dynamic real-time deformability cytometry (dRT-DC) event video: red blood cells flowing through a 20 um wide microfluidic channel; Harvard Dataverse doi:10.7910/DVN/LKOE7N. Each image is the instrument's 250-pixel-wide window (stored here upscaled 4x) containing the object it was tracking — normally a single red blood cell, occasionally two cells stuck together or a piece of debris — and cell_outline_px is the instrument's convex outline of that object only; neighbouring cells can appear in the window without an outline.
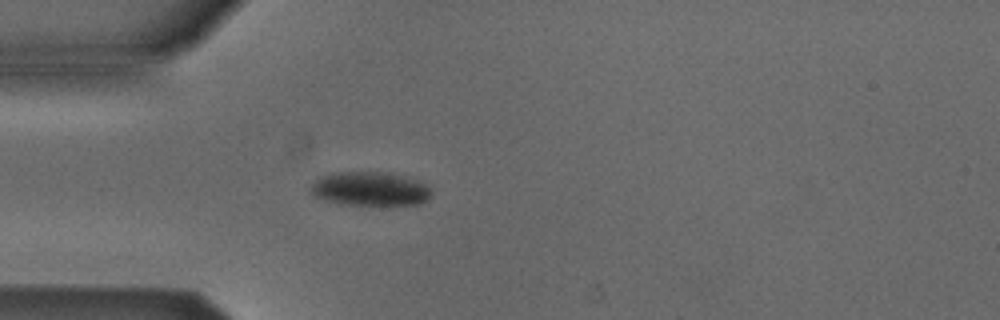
{"species": "Egyptian fruit bat (a non-hibernating species)", "species_latin": "Rousettus aegyptiacus", "temperature_condition": "cold", "stored_images_in_passage": 3, "camera_frame_rate_fps": 3000, "um_per_image_px": 0.085, "animal": {"sex": "male"}, "frame": {"image": 1, "passage_image": 3, "time_ms": 0.667, "image_size_px": [1000, 320], "cell_outline_px": [[432, 192], [428, 200], [420, 204], [340, 204], [324, 200], [312, 196], [308, 192], [312, 184], [320, 176], [332, 172], [388, 172], [420, 180]], "centroid_in_image_um": [31.41, 16.04], "position_along_channel_um": 53.6, "area_um2": 24.04}}